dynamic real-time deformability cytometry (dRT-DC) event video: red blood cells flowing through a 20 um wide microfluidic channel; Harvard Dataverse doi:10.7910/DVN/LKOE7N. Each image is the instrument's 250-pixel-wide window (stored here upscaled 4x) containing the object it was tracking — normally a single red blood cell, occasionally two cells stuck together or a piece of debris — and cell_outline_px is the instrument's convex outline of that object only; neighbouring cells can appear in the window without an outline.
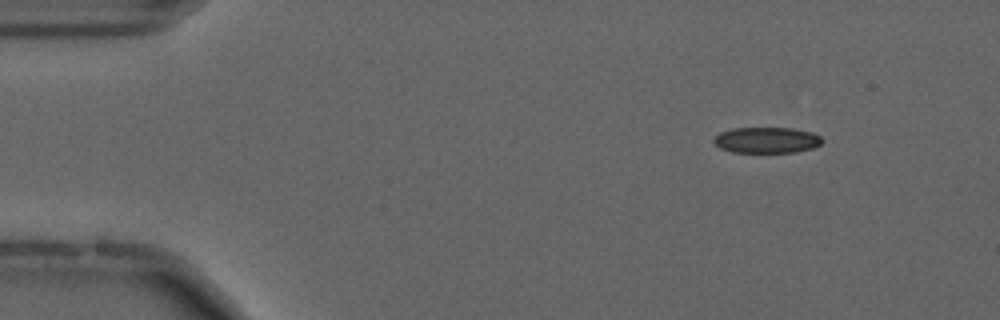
{"species": "common noctule bat (a hibernating species)", "species_latin": "Nyctalus noctula", "temperature_condition": "cold", "stored_images_in_passage": 55, "camera_frame_rate_fps": 3000, "um_per_image_px": 0.085, "animal": {"sex": "male", "forearm_length_mm": 52.5}, "frame": {"image": 1, "passage_image": 7, "time_ms": 2.0, "image_size_px": [1000, 320], "cell_outline_px": [[824, 140], [820, 144], [812, 148], [796, 152], [732, 152], [720, 148], [712, 140], [720, 132], [732, 128], [792, 128], [812, 132], [820, 136]], "centroid_in_image_um": [65.17, 11.9], "position_along_channel_um": 19.8, "area_um2": 16.36}}
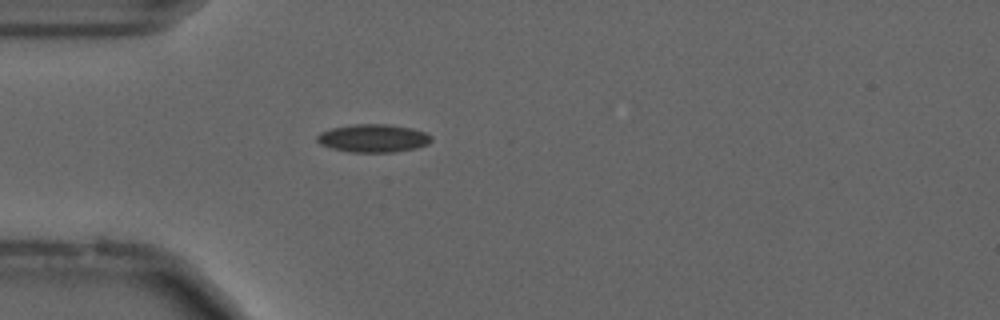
{"frame": {"image": 2, "passage_image": 16, "time_ms": 5.0, "image_size_px": [1000, 320], "cell_outline_px": [[432, 140], [428, 144], [416, 148], [396, 152], [352, 152], [332, 148], [320, 144], [316, 140], [316, 136], [320, 132], [332, 128], [356, 124], [388, 124], [412, 128], [424, 132], [432, 136]], "centroid_in_image_um": [31.74, 11.75], "position_along_channel_um": 53.3, "area_um2": 18.67}}
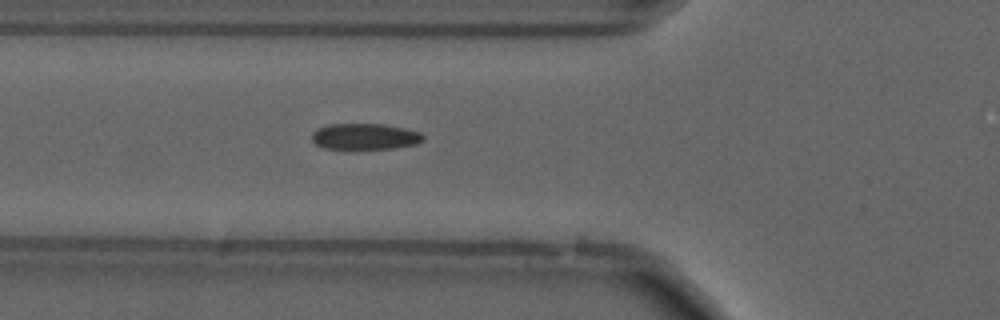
{"frame": {"image": 3, "passage_image": 20, "time_ms": 6.333, "image_size_px": [1000, 320], "cell_outline_px": [[424, 140], [416, 144], [396, 148], [324, 148], [316, 144], [312, 140], [312, 132], [328, 124], [384, 124], [404, 128], [420, 132], [424, 136]], "centroid_in_image_um": [31.04, 11.59], "position_along_channel_um": 94.8, "area_um2": 16.76}, "authors_computed_cell_mechanics": {"area_um2": 16.8776, "velocity_mm_per_s": 3.708, "shape_relaxation_time_tau1_ms": 11.3609, "shape_relaxation_time_tau2_ms": 1.7344, "deformation_change_tau1": 0.2027, "deformation_change_tau2": 0.0694}}